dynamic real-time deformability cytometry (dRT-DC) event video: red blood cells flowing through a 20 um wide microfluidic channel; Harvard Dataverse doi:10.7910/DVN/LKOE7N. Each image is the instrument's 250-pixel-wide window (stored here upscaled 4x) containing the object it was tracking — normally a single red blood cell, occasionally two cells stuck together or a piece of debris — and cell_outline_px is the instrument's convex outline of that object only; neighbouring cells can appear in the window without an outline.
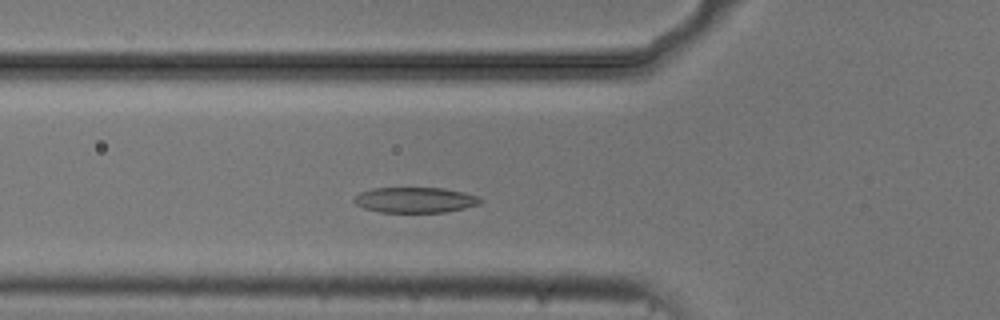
{"species": "common noctule bat (a hibernating species)", "species_latin": "Nyctalus noctula", "temperature_condition": "cold", "stored_images_in_passage": 35, "camera_frame_rate_fps": 3000, "um_per_image_px": 0.085, "animal": {"sex": "male", "body_mass_g": 20.5, "forearm_length_mm": 52.5}, "frame": {"image": 1, "passage_image": 12, "time_ms": 3.667, "image_size_px": [1000, 320], "cell_outline_px": [[484, 200], [480, 204], [464, 208], [444, 212], [380, 212], [364, 208], [356, 204], [352, 200], [360, 192], [372, 188], [444, 188], [464, 192], [480, 196]], "centroid_in_image_um": [35.32, 16.99], "position_along_channel_um": 90.5, "area_um2": 18.84}}
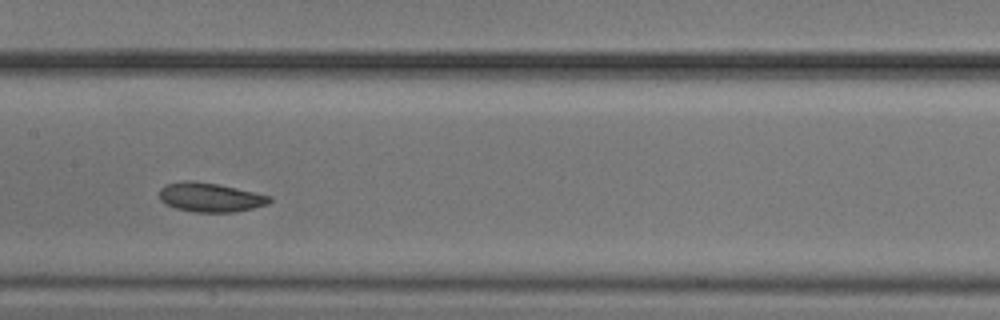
{"frame": {"image": 2, "passage_image": 20, "time_ms": 6.333, "image_size_px": [1000, 320], "cell_outline_px": [[272, 200], [268, 204], [252, 208], [232, 212], [196, 212], [176, 208], [164, 204], [160, 200], [160, 188], [164, 184], [180, 180], [196, 180], [236, 188], [272, 196]], "centroid_in_image_um": [17.83, 16.76], "position_along_channel_um": 189.6, "area_um2": 18.84}}
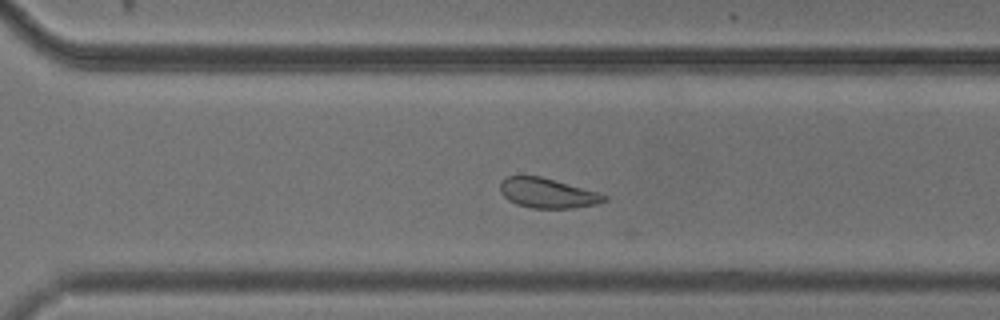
{"frame": {"image": 3, "passage_image": 31, "time_ms": 10.0, "image_size_px": [1000, 320], "cell_outline_px": [[608, 200], [596, 204], [576, 208], [532, 208], [516, 204], [508, 200], [500, 192], [500, 180], [508, 176], [540, 176], [600, 192], [608, 196]], "centroid_in_image_um": [46.56, 16.41], "position_along_channel_um": 324.0, "area_um2": 18.26}}